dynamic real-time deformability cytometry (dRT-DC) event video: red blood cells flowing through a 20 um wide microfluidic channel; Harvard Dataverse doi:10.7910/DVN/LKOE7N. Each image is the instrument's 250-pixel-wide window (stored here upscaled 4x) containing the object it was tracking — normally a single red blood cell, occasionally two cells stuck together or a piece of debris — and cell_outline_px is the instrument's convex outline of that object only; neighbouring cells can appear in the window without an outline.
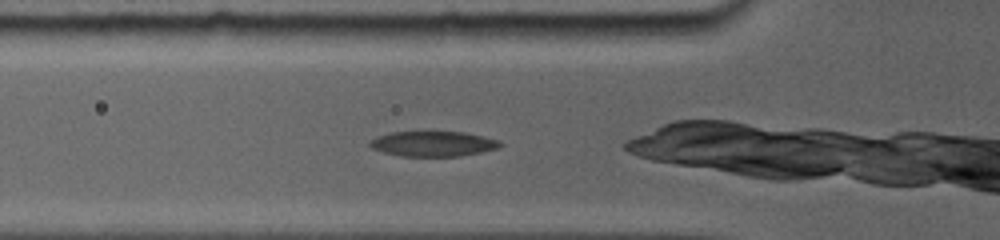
{"species": "common noctule bat (a hibernating species)", "species_latin": "Nyctalus noctula", "temperature_condition": "room temperature", "stored_images_in_passage": 11, "camera_frame_rate_fps": 5000, "um_per_image_px": 0.085, "animal": {"sex": "female", "body_mass_g": 19.0, "forearm_length_mm": 56.7}, "frame": {"image": 1, "passage_image": 2, "time_ms": 0.6, "image_size_px": [1000, 240], "cell_outline_px": [[504, 144], [496, 148], [480, 152], [460, 156], [400, 156], [384, 152], [372, 148], [368, 144], [368, 140], [376, 136], [392, 132], [428, 128], [464, 132], [500, 140]], "centroid_in_image_um": [36.76, 12.16], "position_along_channel_um": 89.0, "area_um2": 20.11}}
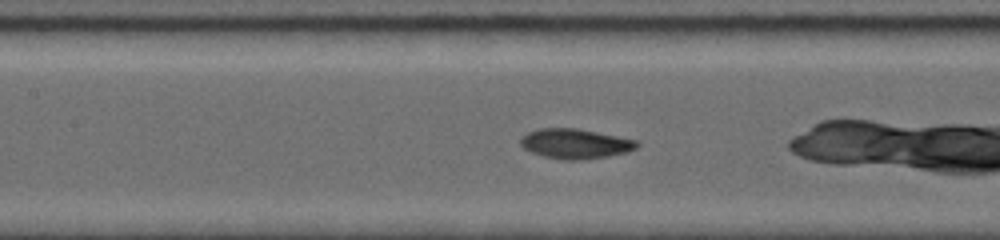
{"frame": {"image": 2, "passage_image": 6, "time_ms": 2.4, "image_size_px": [1000, 240], "cell_outline_px": [[640, 144], [636, 148], [628, 152], [588, 160], [564, 160], [544, 156], [532, 152], [524, 148], [520, 144], [520, 140], [528, 132], [540, 128], [576, 128], [636, 140]], "centroid_in_image_um": [48.91, 12.23], "position_along_channel_um": 158.5, "area_um2": 20.17}}
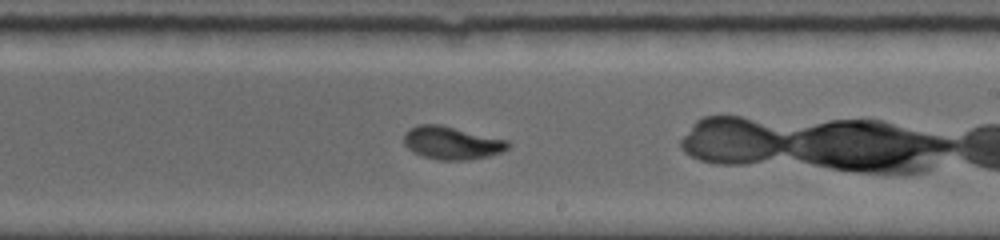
{"frame": {"image": 3, "passage_image": 11, "time_ms": 4.8, "image_size_px": [1000, 240], "cell_outline_px": [[512, 144], [508, 148], [500, 152], [488, 156], [464, 160], [440, 160], [424, 156], [412, 152], [404, 144], [404, 132], [420, 124], [440, 124], [508, 140]], "centroid_in_image_um": [38.4, 12.14], "position_along_channel_um": 250.6, "area_um2": 19.88}}